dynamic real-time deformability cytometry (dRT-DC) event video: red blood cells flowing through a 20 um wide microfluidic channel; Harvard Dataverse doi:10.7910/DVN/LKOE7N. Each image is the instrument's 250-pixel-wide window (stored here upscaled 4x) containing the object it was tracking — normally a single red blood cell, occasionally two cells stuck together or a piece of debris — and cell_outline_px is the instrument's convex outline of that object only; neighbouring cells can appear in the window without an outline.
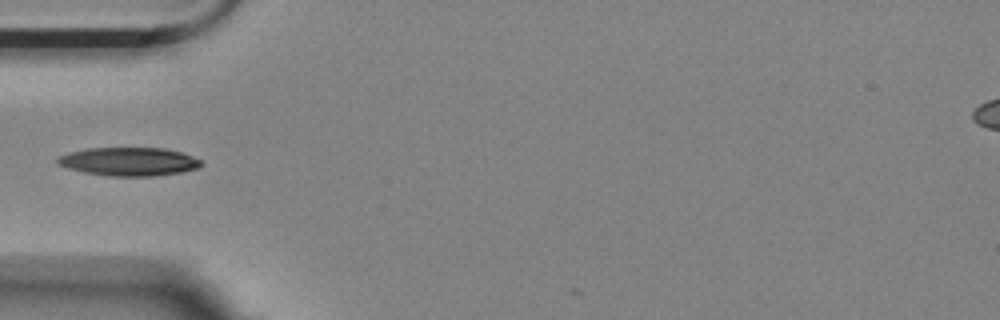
{"species": "Egyptian fruit bat (a non-hibernating species)", "species_latin": "Rousettus aegyptiacus", "temperature_condition": "room temperature", "stored_images_in_passage": 22, "camera_frame_rate_fps": 3000, "um_per_image_px": 0.085, "animal": {"sex": "female"}, "frame": {"image": 1, "passage_image": 1, "time_ms": 0.0, "image_size_px": [1000, 320], "cell_outline_px": [[204, 164], [200, 168], [180, 172], [156, 176], [108, 176], [84, 172], [68, 168], [60, 164], [56, 160], [60, 156], [68, 152], [88, 148], [164, 148], [180, 152], [192, 156], [200, 160]], "centroid_in_image_um": [10.99, 13.74], "position_along_channel_um": 74.0, "area_um2": 23.76}}
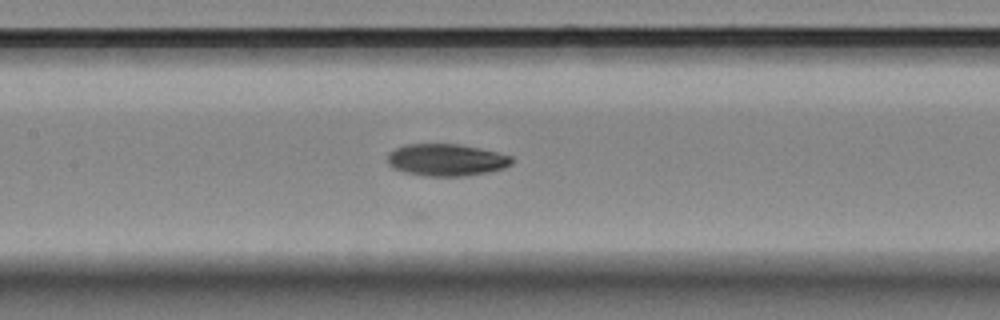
{"frame": {"image": 2, "passage_image": 9, "time_ms": 2.667, "image_size_px": [1000, 320], "cell_outline_px": [[512, 164], [504, 168], [488, 172], [464, 176], [424, 176], [404, 172], [392, 168], [388, 164], [388, 156], [396, 148], [408, 144], [456, 144], [480, 148], [512, 156]], "centroid_in_image_um": [37.95, 13.6], "position_along_channel_um": 169.5, "area_um2": 23.12}}
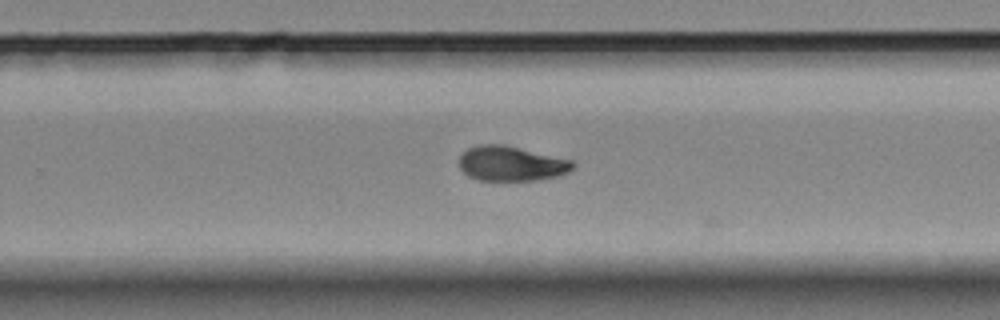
{"frame": {"image": 3, "passage_image": 19, "time_ms": 6.0, "image_size_px": [1000, 320], "cell_outline_px": [[572, 168], [568, 172], [560, 176], [536, 180], [476, 180], [468, 176], [460, 168], [460, 156], [468, 148], [480, 144], [504, 144], [572, 160]], "centroid_in_image_um": [43.44, 13.9], "position_along_channel_um": 286.4, "area_um2": 23.0}}